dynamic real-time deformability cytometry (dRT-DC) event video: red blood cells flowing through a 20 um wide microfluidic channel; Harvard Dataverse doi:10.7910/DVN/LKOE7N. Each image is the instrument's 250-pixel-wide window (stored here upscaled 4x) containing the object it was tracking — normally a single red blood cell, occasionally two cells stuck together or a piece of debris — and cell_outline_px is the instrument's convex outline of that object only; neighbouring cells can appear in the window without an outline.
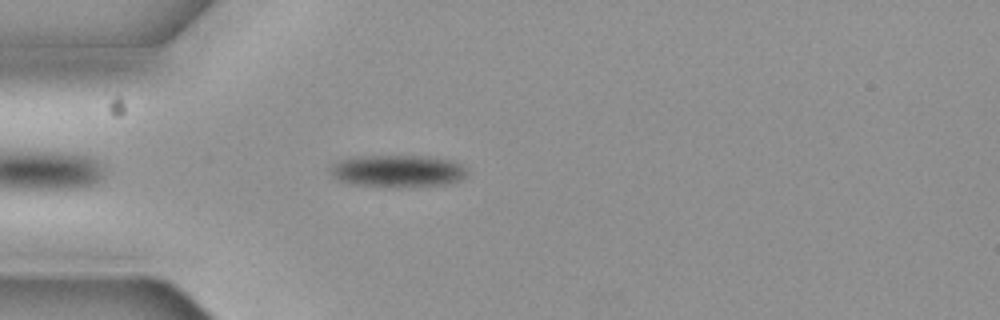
{"species": "common noctule bat (a hibernating species)", "species_latin": "Nyctalus noctula", "temperature_condition": "cold", "stored_images_in_passage": 2, "camera_frame_rate_fps": 3000, "um_per_image_px": 0.085, "animal": {"sex": "female", "body_mass_g": 19.3, "forearm_length_mm": 54.1}, "frame": {"image": 1, "passage_image": 2, "time_ms": 0.333, "image_size_px": [1000, 320], "cell_outline_px": [[468, 176], [460, 180], [448, 184], [352, 184], [340, 180], [328, 168], [332, 164], [340, 160], [364, 156], [428, 156], [452, 160], [468, 168]], "centroid_in_image_um": [33.89, 14.48], "position_along_channel_um": 51.1, "area_um2": 24.51}}